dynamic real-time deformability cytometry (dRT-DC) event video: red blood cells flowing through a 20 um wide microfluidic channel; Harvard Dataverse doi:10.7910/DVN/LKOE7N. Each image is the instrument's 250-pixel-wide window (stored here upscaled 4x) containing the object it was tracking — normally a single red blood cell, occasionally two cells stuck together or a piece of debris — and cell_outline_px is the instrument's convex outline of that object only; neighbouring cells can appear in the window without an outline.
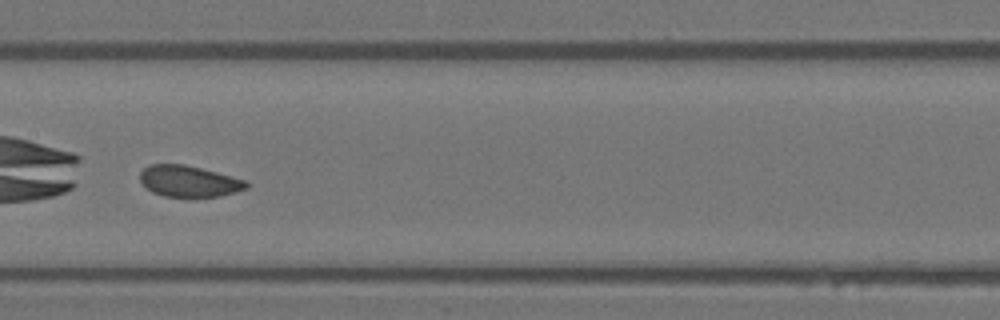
{"species": "Egyptian fruit bat (a non-hibernating species)", "species_latin": "Rousettus aegyptiacus", "temperature_condition": "warm", "stored_images_in_passage": 30, "camera_frame_rate_fps": 3000, "um_per_image_px": 0.085, "animal": {"sex": "female"}, "frame": {"image": 1, "passage_image": 9, "time_ms": 2.667, "image_size_px": [1000, 320], "cell_outline_px": [[248, 188], [236, 192], [220, 196], [164, 196], [152, 192], [140, 180], [140, 172], [148, 164], [184, 164], [248, 180]], "centroid_in_image_um": [16.08, 15.39], "position_along_channel_um": 191.3, "area_um2": 19.25}}